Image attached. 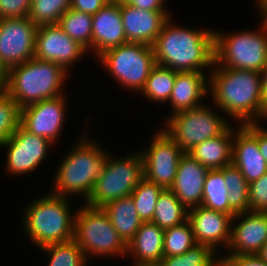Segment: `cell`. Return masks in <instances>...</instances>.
<instances>
[{"mask_svg":"<svg viewBox=\"0 0 267 266\" xmlns=\"http://www.w3.org/2000/svg\"><path fill=\"white\" fill-rule=\"evenodd\" d=\"M215 253L210 246L196 243L184 254L163 257L160 263L162 266H220V258H215Z\"/></svg>","mask_w":267,"mask_h":266,"instance_id":"cell-31","label":"cell"},{"mask_svg":"<svg viewBox=\"0 0 267 266\" xmlns=\"http://www.w3.org/2000/svg\"><path fill=\"white\" fill-rule=\"evenodd\" d=\"M188 220V209L170 189H163L158 195L152 223L162 229L181 225Z\"/></svg>","mask_w":267,"mask_h":266,"instance_id":"cell-26","label":"cell"},{"mask_svg":"<svg viewBox=\"0 0 267 266\" xmlns=\"http://www.w3.org/2000/svg\"><path fill=\"white\" fill-rule=\"evenodd\" d=\"M99 145L86 137L76 143L56 171L52 194L62 197L83 194L87 201L109 155Z\"/></svg>","mask_w":267,"mask_h":266,"instance_id":"cell-4","label":"cell"},{"mask_svg":"<svg viewBox=\"0 0 267 266\" xmlns=\"http://www.w3.org/2000/svg\"><path fill=\"white\" fill-rule=\"evenodd\" d=\"M239 126L234 130L232 164L251 183L267 172V162L260 153L257 139L243 125Z\"/></svg>","mask_w":267,"mask_h":266,"instance_id":"cell-21","label":"cell"},{"mask_svg":"<svg viewBox=\"0 0 267 266\" xmlns=\"http://www.w3.org/2000/svg\"><path fill=\"white\" fill-rule=\"evenodd\" d=\"M204 72H177L169 98L172 114L203 105L201 98L209 94V79Z\"/></svg>","mask_w":267,"mask_h":266,"instance_id":"cell-22","label":"cell"},{"mask_svg":"<svg viewBox=\"0 0 267 266\" xmlns=\"http://www.w3.org/2000/svg\"><path fill=\"white\" fill-rule=\"evenodd\" d=\"M260 74V81H261V91L264 98V103L266 106V113H267V64L265 67L259 72Z\"/></svg>","mask_w":267,"mask_h":266,"instance_id":"cell-43","label":"cell"},{"mask_svg":"<svg viewBox=\"0 0 267 266\" xmlns=\"http://www.w3.org/2000/svg\"><path fill=\"white\" fill-rule=\"evenodd\" d=\"M109 156L103 172L85 202L88 206L103 207L110 201L129 196L144 178L143 158L140 151L122 159Z\"/></svg>","mask_w":267,"mask_h":266,"instance_id":"cell-8","label":"cell"},{"mask_svg":"<svg viewBox=\"0 0 267 266\" xmlns=\"http://www.w3.org/2000/svg\"><path fill=\"white\" fill-rule=\"evenodd\" d=\"M220 266H267L257 254L220 256Z\"/></svg>","mask_w":267,"mask_h":266,"instance_id":"cell-39","label":"cell"},{"mask_svg":"<svg viewBox=\"0 0 267 266\" xmlns=\"http://www.w3.org/2000/svg\"><path fill=\"white\" fill-rule=\"evenodd\" d=\"M71 7V0H32L28 18L35 25H56Z\"/></svg>","mask_w":267,"mask_h":266,"instance_id":"cell-32","label":"cell"},{"mask_svg":"<svg viewBox=\"0 0 267 266\" xmlns=\"http://www.w3.org/2000/svg\"><path fill=\"white\" fill-rule=\"evenodd\" d=\"M86 51L57 24L37 28L34 57L39 60L55 62L69 71V67H72L77 60L79 61Z\"/></svg>","mask_w":267,"mask_h":266,"instance_id":"cell-14","label":"cell"},{"mask_svg":"<svg viewBox=\"0 0 267 266\" xmlns=\"http://www.w3.org/2000/svg\"><path fill=\"white\" fill-rule=\"evenodd\" d=\"M121 15L127 42L150 46L171 17L168 11H147L129 4L121 5Z\"/></svg>","mask_w":267,"mask_h":266,"instance_id":"cell-18","label":"cell"},{"mask_svg":"<svg viewBox=\"0 0 267 266\" xmlns=\"http://www.w3.org/2000/svg\"><path fill=\"white\" fill-rule=\"evenodd\" d=\"M232 218L229 214L202 205L188 209V221L196 243L208 245L215 252L218 246L228 247L233 227Z\"/></svg>","mask_w":267,"mask_h":266,"instance_id":"cell-16","label":"cell"},{"mask_svg":"<svg viewBox=\"0 0 267 266\" xmlns=\"http://www.w3.org/2000/svg\"><path fill=\"white\" fill-rule=\"evenodd\" d=\"M228 189L225 187L224 167L206 174L201 205L229 214Z\"/></svg>","mask_w":267,"mask_h":266,"instance_id":"cell-30","label":"cell"},{"mask_svg":"<svg viewBox=\"0 0 267 266\" xmlns=\"http://www.w3.org/2000/svg\"><path fill=\"white\" fill-rule=\"evenodd\" d=\"M163 188L143 178L131 193L142 222H151L154 217L156 201Z\"/></svg>","mask_w":267,"mask_h":266,"instance_id":"cell-35","label":"cell"},{"mask_svg":"<svg viewBox=\"0 0 267 266\" xmlns=\"http://www.w3.org/2000/svg\"><path fill=\"white\" fill-rule=\"evenodd\" d=\"M109 1L110 0H71L70 8L94 15Z\"/></svg>","mask_w":267,"mask_h":266,"instance_id":"cell-41","label":"cell"},{"mask_svg":"<svg viewBox=\"0 0 267 266\" xmlns=\"http://www.w3.org/2000/svg\"><path fill=\"white\" fill-rule=\"evenodd\" d=\"M151 140L149 147L141 150L144 178L163 189H169L185 152L163 129Z\"/></svg>","mask_w":267,"mask_h":266,"instance_id":"cell-12","label":"cell"},{"mask_svg":"<svg viewBox=\"0 0 267 266\" xmlns=\"http://www.w3.org/2000/svg\"><path fill=\"white\" fill-rule=\"evenodd\" d=\"M65 94L21 108L20 125L28 132L55 143L65 121Z\"/></svg>","mask_w":267,"mask_h":266,"instance_id":"cell-15","label":"cell"},{"mask_svg":"<svg viewBox=\"0 0 267 266\" xmlns=\"http://www.w3.org/2000/svg\"><path fill=\"white\" fill-rule=\"evenodd\" d=\"M21 108L3 89L0 91V143L9 139L20 126Z\"/></svg>","mask_w":267,"mask_h":266,"instance_id":"cell-36","label":"cell"},{"mask_svg":"<svg viewBox=\"0 0 267 266\" xmlns=\"http://www.w3.org/2000/svg\"><path fill=\"white\" fill-rule=\"evenodd\" d=\"M71 39L87 51L92 50V15L69 8L57 24Z\"/></svg>","mask_w":267,"mask_h":266,"instance_id":"cell-28","label":"cell"},{"mask_svg":"<svg viewBox=\"0 0 267 266\" xmlns=\"http://www.w3.org/2000/svg\"><path fill=\"white\" fill-rule=\"evenodd\" d=\"M164 229L152 222H143L127 244V254L136 263H159L164 257Z\"/></svg>","mask_w":267,"mask_h":266,"instance_id":"cell-23","label":"cell"},{"mask_svg":"<svg viewBox=\"0 0 267 266\" xmlns=\"http://www.w3.org/2000/svg\"><path fill=\"white\" fill-rule=\"evenodd\" d=\"M97 58L120 85L134 92H141L156 64L152 46L143 43L127 42L104 51Z\"/></svg>","mask_w":267,"mask_h":266,"instance_id":"cell-9","label":"cell"},{"mask_svg":"<svg viewBox=\"0 0 267 266\" xmlns=\"http://www.w3.org/2000/svg\"><path fill=\"white\" fill-rule=\"evenodd\" d=\"M234 128L230 125L221 135L203 141L188 152L208 170L221 169L232 163Z\"/></svg>","mask_w":267,"mask_h":266,"instance_id":"cell-24","label":"cell"},{"mask_svg":"<svg viewBox=\"0 0 267 266\" xmlns=\"http://www.w3.org/2000/svg\"><path fill=\"white\" fill-rule=\"evenodd\" d=\"M177 72L168 67L155 64L141 93L152 102H168Z\"/></svg>","mask_w":267,"mask_h":266,"instance_id":"cell-29","label":"cell"},{"mask_svg":"<svg viewBox=\"0 0 267 266\" xmlns=\"http://www.w3.org/2000/svg\"><path fill=\"white\" fill-rule=\"evenodd\" d=\"M208 171L188 153L181 157L174 182L169 189L187 209L201 205Z\"/></svg>","mask_w":267,"mask_h":266,"instance_id":"cell-20","label":"cell"},{"mask_svg":"<svg viewBox=\"0 0 267 266\" xmlns=\"http://www.w3.org/2000/svg\"><path fill=\"white\" fill-rule=\"evenodd\" d=\"M231 124L207 105L171 114L162 128L188 153L203 141L221 135Z\"/></svg>","mask_w":267,"mask_h":266,"instance_id":"cell-10","label":"cell"},{"mask_svg":"<svg viewBox=\"0 0 267 266\" xmlns=\"http://www.w3.org/2000/svg\"><path fill=\"white\" fill-rule=\"evenodd\" d=\"M103 210L109 216L112 226L128 244L143 223L136 210L131 195L121 197L105 204Z\"/></svg>","mask_w":267,"mask_h":266,"instance_id":"cell-25","label":"cell"},{"mask_svg":"<svg viewBox=\"0 0 267 266\" xmlns=\"http://www.w3.org/2000/svg\"><path fill=\"white\" fill-rule=\"evenodd\" d=\"M249 211L267 212V172L249 183Z\"/></svg>","mask_w":267,"mask_h":266,"instance_id":"cell-37","label":"cell"},{"mask_svg":"<svg viewBox=\"0 0 267 266\" xmlns=\"http://www.w3.org/2000/svg\"><path fill=\"white\" fill-rule=\"evenodd\" d=\"M43 196L27 205L22 222L27 236L39 249L73 240L75 215L70 212L68 197Z\"/></svg>","mask_w":267,"mask_h":266,"instance_id":"cell-5","label":"cell"},{"mask_svg":"<svg viewBox=\"0 0 267 266\" xmlns=\"http://www.w3.org/2000/svg\"><path fill=\"white\" fill-rule=\"evenodd\" d=\"M38 26L28 17L0 19V72L22 64L35 55Z\"/></svg>","mask_w":267,"mask_h":266,"instance_id":"cell-11","label":"cell"},{"mask_svg":"<svg viewBox=\"0 0 267 266\" xmlns=\"http://www.w3.org/2000/svg\"><path fill=\"white\" fill-rule=\"evenodd\" d=\"M209 73V92L216 108L228 113L241 125L267 119L259 71L217 67L214 64Z\"/></svg>","mask_w":267,"mask_h":266,"instance_id":"cell-1","label":"cell"},{"mask_svg":"<svg viewBox=\"0 0 267 266\" xmlns=\"http://www.w3.org/2000/svg\"><path fill=\"white\" fill-rule=\"evenodd\" d=\"M215 31L188 29L169 18L152 45L155 63L178 72H204L215 64Z\"/></svg>","mask_w":267,"mask_h":266,"instance_id":"cell-2","label":"cell"},{"mask_svg":"<svg viewBox=\"0 0 267 266\" xmlns=\"http://www.w3.org/2000/svg\"><path fill=\"white\" fill-rule=\"evenodd\" d=\"M258 142L259 150L267 162V129L262 128L260 123H246L242 124Z\"/></svg>","mask_w":267,"mask_h":266,"instance_id":"cell-40","label":"cell"},{"mask_svg":"<svg viewBox=\"0 0 267 266\" xmlns=\"http://www.w3.org/2000/svg\"><path fill=\"white\" fill-rule=\"evenodd\" d=\"M113 1H115L118 4L122 5V4H129L132 0H113Z\"/></svg>","mask_w":267,"mask_h":266,"instance_id":"cell-47","label":"cell"},{"mask_svg":"<svg viewBox=\"0 0 267 266\" xmlns=\"http://www.w3.org/2000/svg\"><path fill=\"white\" fill-rule=\"evenodd\" d=\"M164 2L165 0H132L129 5L147 11H168Z\"/></svg>","mask_w":267,"mask_h":266,"instance_id":"cell-42","label":"cell"},{"mask_svg":"<svg viewBox=\"0 0 267 266\" xmlns=\"http://www.w3.org/2000/svg\"><path fill=\"white\" fill-rule=\"evenodd\" d=\"M73 240L86 258L95 256H123L127 244L111 224L102 207L82 206L74 214Z\"/></svg>","mask_w":267,"mask_h":266,"instance_id":"cell-6","label":"cell"},{"mask_svg":"<svg viewBox=\"0 0 267 266\" xmlns=\"http://www.w3.org/2000/svg\"><path fill=\"white\" fill-rule=\"evenodd\" d=\"M257 256L267 263V242L261 247Z\"/></svg>","mask_w":267,"mask_h":266,"instance_id":"cell-45","label":"cell"},{"mask_svg":"<svg viewBox=\"0 0 267 266\" xmlns=\"http://www.w3.org/2000/svg\"><path fill=\"white\" fill-rule=\"evenodd\" d=\"M92 50L98 57L104 51L127 43L121 5L110 0L92 15Z\"/></svg>","mask_w":267,"mask_h":266,"instance_id":"cell-19","label":"cell"},{"mask_svg":"<svg viewBox=\"0 0 267 266\" xmlns=\"http://www.w3.org/2000/svg\"><path fill=\"white\" fill-rule=\"evenodd\" d=\"M234 220L238 224L231 228L229 255L257 254L267 242V212L246 211L236 214L232 224Z\"/></svg>","mask_w":267,"mask_h":266,"instance_id":"cell-17","label":"cell"},{"mask_svg":"<svg viewBox=\"0 0 267 266\" xmlns=\"http://www.w3.org/2000/svg\"><path fill=\"white\" fill-rule=\"evenodd\" d=\"M32 0H0V19L28 17Z\"/></svg>","mask_w":267,"mask_h":266,"instance_id":"cell-38","label":"cell"},{"mask_svg":"<svg viewBox=\"0 0 267 266\" xmlns=\"http://www.w3.org/2000/svg\"><path fill=\"white\" fill-rule=\"evenodd\" d=\"M196 244L190 222L164 230V257L178 256Z\"/></svg>","mask_w":267,"mask_h":266,"instance_id":"cell-34","label":"cell"},{"mask_svg":"<svg viewBox=\"0 0 267 266\" xmlns=\"http://www.w3.org/2000/svg\"><path fill=\"white\" fill-rule=\"evenodd\" d=\"M50 257L47 266H86L87 258L74 241L50 244L40 248Z\"/></svg>","mask_w":267,"mask_h":266,"instance_id":"cell-33","label":"cell"},{"mask_svg":"<svg viewBox=\"0 0 267 266\" xmlns=\"http://www.w3.org/2000/svg\"><path fill=\"white\" fill-rule=\"evenodd\" d=\"M2 78L3 74L0 72V91L2 90Z\"/></svg>","mask_w":267,"mask_h":266,"instance_id":"cell-48","label":"cell"},{"mask_svg":"<svg viewBox=\"0 0 267 266\" xmlns=\"http://www.w3.org/2000/svg\"><path fill=\"white\" fill-rule=\"evenodd\" d=\"M259 6V12L261 13L260 15L263 17H261L262 19V23H260L262 25V28L267 31V0H257Z\"/></svg>","mask_w":267,"mask_h":266,"instance_id":"cell-44","label":"cell"},{"mask_svg":"<svg viewBox=\"0 0 267 266\" xmlns=\"http://www.w3.org/2000/svg\"><path fill=\"white\" fill-rule=\"evenodd\" d=\"M257 30L227 35L215 31L217 67L260 72L267 64V31L261 26Z\"/></svg>","mask_w":267,"mask_h":266,"instance_id":"cell-7","label":"cell"},{"mask_svg":"<svg viewBox=\"0 0 267 266\" xmlns=\"http://www.w3.org/2000/svg\"><path fill=\"white\" fill-rule=\"evenodd\" d=\"M68 72L59 64L35 57L10 67L2 78V89L20 108L63 95L60 89Z\"/></svg>","mask_w":267,"mask_h":266,"instance_id":"cell-3","label":"cell"},{"mask_svg":"<svg viewBox=\"0 0 267 266\" xmlns=\"http://www.w3.org/2000/svg\"><path fill=\"white\" fill-rule=\"evenodd\" d=\"M133 266H162V264L159 263H136L134 262Z\"/></svg>","mask_w":267,"mask_h":266,"instance_id":"cell-46","label":"cell"},{"mask_svg":"<svg viewBox=\"0 0 267 266\" xmlns=\"http://www.w3.org/2000/svg\"><path fill=\"white\" fill-rule=\"evenodd\" d=\"M51 144L46 138L34 135L20 125L9 139L0 143V147L8 148L6 171L11 175L34 171L48 155Z\"/></svg>","mask_w":267,"mask_h":266,"instance_id":"cell-13","label":"cell"},{"mask_svg":"<svg viewBox=\"0 0 267 266\" xmlns=\"http://www.w3.org/2000/svg\"><path fill=\"white\" fill-rule=\"evenodd\" d=\"M225 187L228 189L229 215L249 211V183L240 170L233 165L224 166Z\"/></svg>","mask_w":267,"mask_h":266,"instance_id":"cell-27","label":"cell"}]
</instances>
